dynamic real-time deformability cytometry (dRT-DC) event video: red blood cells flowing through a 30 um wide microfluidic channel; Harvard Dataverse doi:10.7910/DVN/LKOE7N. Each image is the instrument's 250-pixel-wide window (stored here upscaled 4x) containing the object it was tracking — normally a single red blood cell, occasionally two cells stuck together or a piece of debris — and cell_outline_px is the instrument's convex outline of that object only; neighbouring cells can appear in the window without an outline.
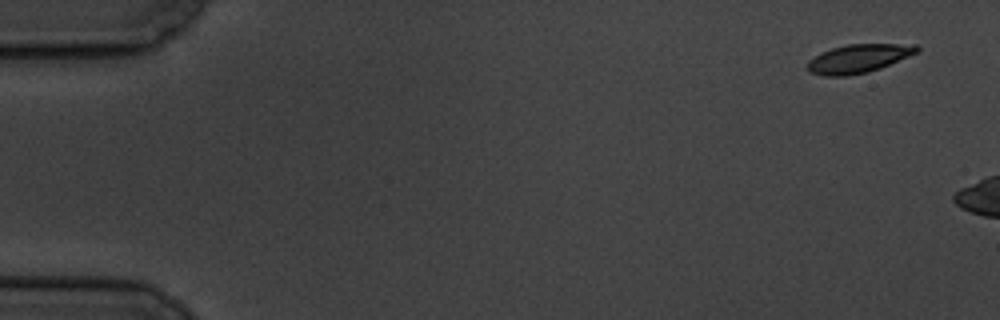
{"species": "common noctule bat (a hibernating species)", "species_latin": "Nyctalus noctula", "temperature_condition": "cold", "stored_images_in_passage": 4, "camera_frame_rate_fps": 3000, "um_per_image_px": 0.085, "animal": {"sex": "male", "body_mass_g": 19.5, "forearm_length_mm": 54.6}, "frame": {"image": 1, "passage_image": 1, "time_ms": 0.0, "image_size_px": [1000, 320], "cell_outline_px": [[920, 52], [880, 68], [868, 72], [848, 76], [824, 76], [808, 72], [808, 60], [820, 52], [832, 48], [848, 44], [916, 44], [920, 48]], "centroid_in_image_um": [72.98, 4.97], "position_along_channel_um": 12.0, "area_um2": 18.38}}